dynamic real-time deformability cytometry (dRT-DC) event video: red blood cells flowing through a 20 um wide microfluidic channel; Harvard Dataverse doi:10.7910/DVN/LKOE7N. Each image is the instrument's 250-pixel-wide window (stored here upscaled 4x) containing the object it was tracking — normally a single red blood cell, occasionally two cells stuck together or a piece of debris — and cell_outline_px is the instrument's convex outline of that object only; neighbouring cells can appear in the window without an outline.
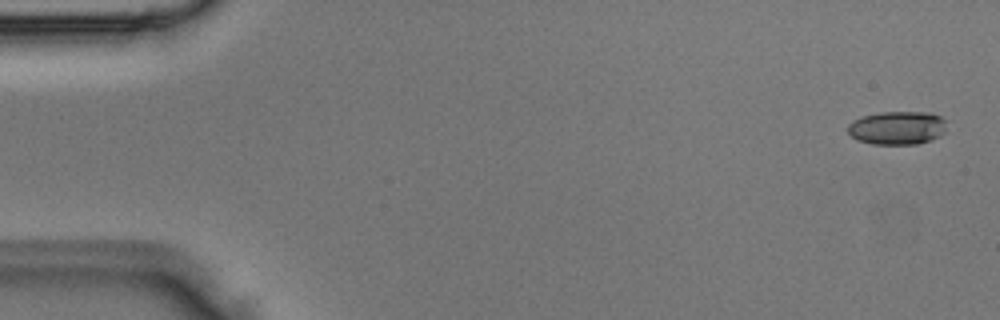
{"species": "Egyptian fruit bat (a non-hibernating species)", "species_latin": "Rousettus aegyptiacus", "temperature_condition": "room temperature", "stored_images_in_passage": 4, "camera_frame_rate_fps": 3000, "um_per_image_px": 0.085, "animal": {"sex": "male"}, "frame": {"image": 1, "passage_image": 1, "time_ms": 0.0, "image_size_px": [1000, 320], "cell_outline_px": [[944, 132], [940, 136], [932, 140], [916, 144], [872, 144], [856, 140], [848, 132], [848, 124], [852, 120], [864, 116], [880, 112], [932, 112], [940, 116], [944, 120]], "centroid_in_image_um": [76.25, 10.87], "position_along_channel_um": 8.7, "area_um2": 19.31}}